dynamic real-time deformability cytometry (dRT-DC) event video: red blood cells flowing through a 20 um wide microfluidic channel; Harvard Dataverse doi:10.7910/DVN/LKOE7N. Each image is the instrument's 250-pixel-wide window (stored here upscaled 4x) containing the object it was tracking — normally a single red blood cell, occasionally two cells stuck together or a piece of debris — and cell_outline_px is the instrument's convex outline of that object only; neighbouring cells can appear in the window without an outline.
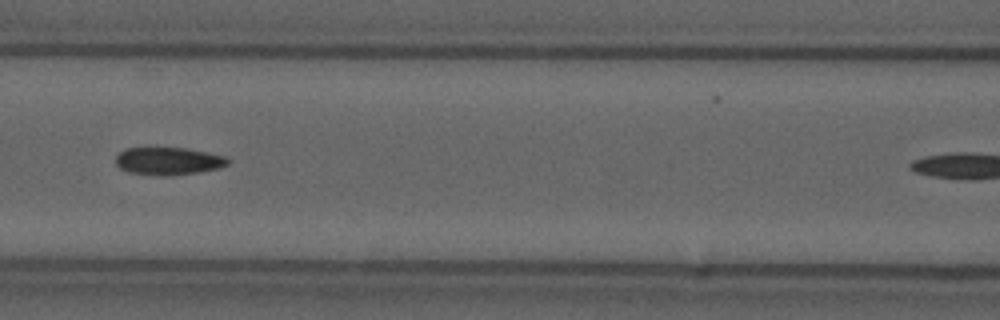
{"species": "common noctule bat (a hibernating species)", "species_latin": "Nyctalus noctula", "temperature_condition": "cold", "stored_images_in_passage": 19, "camera_frame_rate_fps": 3000, "um_per_image_px": 0.085, "animal": {"sex": "male", "forearm_length_mm": 52.5}, "frame": {"image": 1, "passage_image": 14, "time_ms": 4.333, "image_size_px": [1000, 320], "cell_outline_px": [[232, 160], [228, 164], [220, 168], [200, 172], [172, 176], [132, 172], [120, 168], [116, 164], [116, 156], [124, 148], [148, 144], [188, 148], [208, 152], [224, 156]], "centroid_in_image_um": [14.31, 13.62], "position_along_channel_um": 152.3, "area_um2": 18.96}}